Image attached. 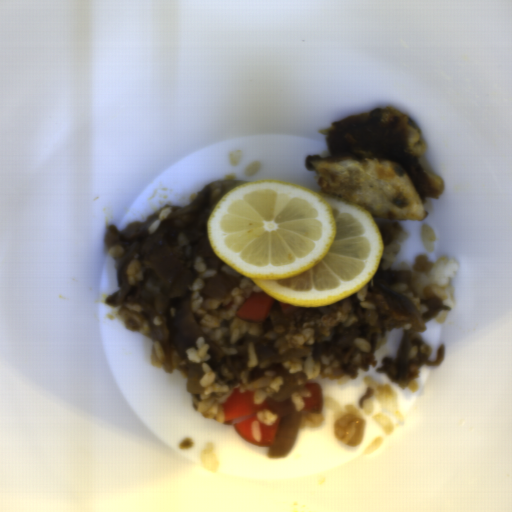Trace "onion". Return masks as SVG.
<instances>
[{
	"label": "onion",
	"instance_id": "obj_2",
	"mask_svg": "<svg viewBox=\"0 0 512 512\" xmlns=\"http://www.w3.org/2000/svg\"><path fill=\"white\" fill-rule=\"evenodd\" d=\"M411 280V270L392 271L387 269L377 272L375 276V284L379 288L380 292L385 295L390 308L396 313L405 314L414 322L412 328L403 331L397 360L396 381L402 389H405L408 386L407 370L410 349L413 345V336L417 332H425L427 327L422 320L420 311L417 309L412 300L387 287V284H411Z\"/></svg>",
	"mask_w": 512,
	"mask_h": 512
},
{
	"label": "onion",
	"instance_id": "obj_5",
	"mask_svg": "<svg viewBox=\"0 0 512 512\" xmlns=\"http://www.w3.org/2000/svg\"><path fill=\"white\" fill-rule=\"evenodd\" d=\"M255 352L260 362L270 360V362L279 363L284 362L295 357H302L307 355L308 348H294L279 353V349L274 344L263 345L257 344L254 346Z\"/></svg>",
	"mask_w": 512,
	"mask_h": 512
},
{
	"label": "onion",
	"instance_id": "obj_3",
	"mask_svg": "<svg viewBox=\"0 0 512 512\" xmlns=\"http://www.w3.org/2000/svg\"><path fill=\"white\" fill-rule=\"evenodd\" d=\"M303 413L295 411L281 418L280 428L275 436L274 442L268 446L267 455L272 458H283L292 449Z\"/></svg>",
	"mask_w": 512,
	"mask_h": 512
},
{
	"label": "onion",
	"instance_id": "obj_1",
	"mask_svg": "<svg viewBox=\"0 0 512 512\" xmlns=\"http://www.w3.org/2000/svg\"><path fill=\"white\" fill-rule=\"evenodd\" d=\"M165 314L173 344L185 366L188 378H203L206 374L203 366L202 364H195L187 358L188 348H198V339H203L206 344H210V347L206 352L210 358L206 363L212 369H215L220 363L224 355L223 351L199 326L188 304L186 296L173 300L169 304Z\"/></svg>",
	"mask_w": 512,
	"mask_h": 512
},
{
	"label": "onion",
	"instance_id": "obj_4",
	"mask_svg": "<svg viewBox=\"0 0 512 512\" xmlns=\"http://www.w3.org/2000/svg\"><path fill=\"white\" fill-rule=\"evenodd\" d=\"M238 285H240V280L221 272L205 284L202 292L208 299H221Z\"/></svg>",
	"mask_w": 512,
	"mask_h": 512
}]
</instances>
